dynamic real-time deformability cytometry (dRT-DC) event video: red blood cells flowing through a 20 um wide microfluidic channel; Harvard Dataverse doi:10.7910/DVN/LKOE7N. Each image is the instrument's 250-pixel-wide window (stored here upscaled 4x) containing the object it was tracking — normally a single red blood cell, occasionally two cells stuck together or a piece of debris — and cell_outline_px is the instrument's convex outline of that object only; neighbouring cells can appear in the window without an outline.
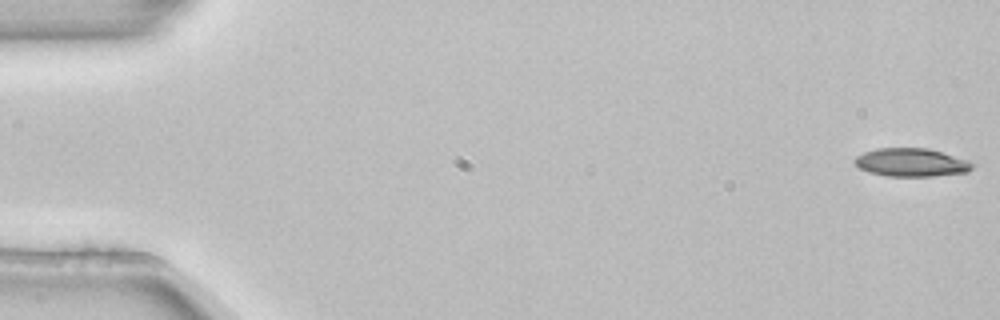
{"species": "common noctule bat (a hibernating species)", "species_latin": "Nyctalus noctula", "temperature_condition": "room temperature", "stored_images_in_passage": 5, "segment_of_instrument_passage": [2, 2], "camera_frame_rate_fps": 3000, "um_per_image_px": 0.085, "animal": {"sex": "female", "body_mass_g": 22.7, "forearm_length_mm": 54.2}, "frame": {"image": 1, "passage_image": 5, "time_ms": 1.333, "image_size_px": [1000, 320], "cell_outline_px": [[976, 164], [968, 172], [936, 176], [888, 176], [868, 172], [860, 168], [852, 160], [856, 156], [864, 152], [876, 148], [928, 148], [968, 160]], "centroid_in_image_um": [77.47, 13.81], "position_along_channel_um": 7.5, "area_um2": 19.48}}